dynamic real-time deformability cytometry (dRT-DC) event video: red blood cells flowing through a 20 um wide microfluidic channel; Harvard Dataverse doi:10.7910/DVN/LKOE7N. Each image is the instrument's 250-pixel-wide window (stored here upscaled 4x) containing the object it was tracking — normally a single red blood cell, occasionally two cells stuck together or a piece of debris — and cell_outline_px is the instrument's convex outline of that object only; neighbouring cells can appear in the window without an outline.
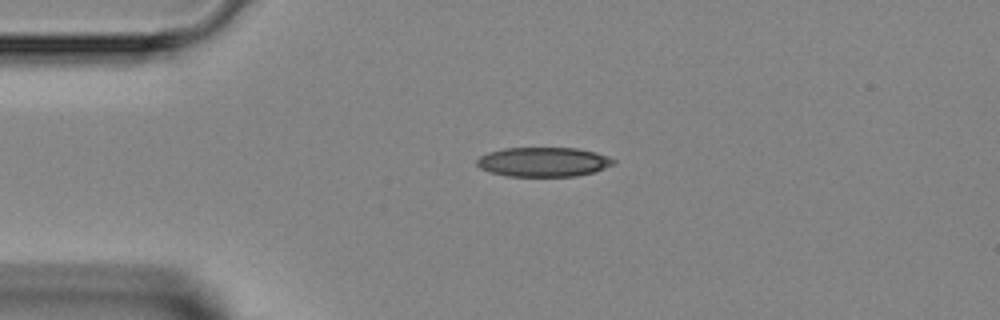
{"species": "Egyptian fruit bat (a non-hibernating species)", "species_latin": "Rousettus aegyptiacus", "temperature_condition": "room temperature", "stored_images_in_passage": 33, "camera_frame_rate_fps": 3000, "um_per_image_px": 0.085, "animal": {"sex": "female"}, "frame": {"image": 1, "passage_image": 1, "time_ms": 0.0, "image_size_px": [1000, 320], "cell_outline_px": [[616, 164], [592, 172], [576, 176], [508, 176], [492, 172], [480, 168], [476, 164], [476, 160], [480, 156], [488, 152], [504, 148], [576, 148], [596, 152], [608, 156], [616, 160]], "centroid_in_image_um": [46.2, 13.76], "position_along_channel_um": 38.8, "area_um2": 23.41}}
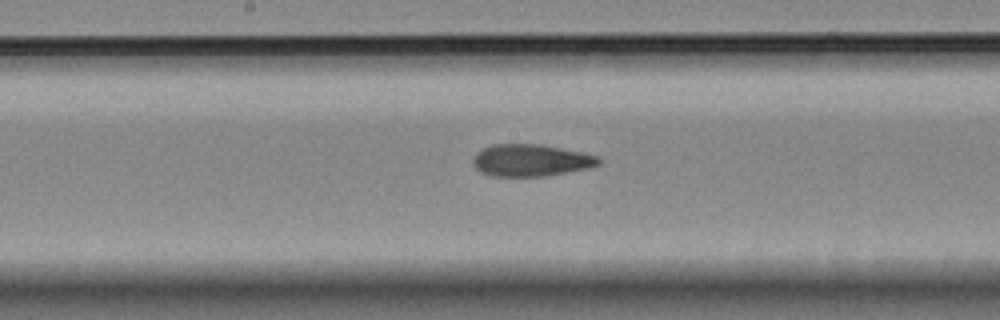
{"frame": {"image": 2, "passage_image": 14, "time_ms": 4.333, "image_size_px": [1000, 320], "cell_outline_px": [[600, 164], [592, 168], [544, 176], [492, 176], [480, 172], [472, 164], [472, 160], [476, 152], [492, 144], [540, 144], [584, 152], [600, 156]], "centroid_in_image_um": [45.15, 13.62], "position_along_channel_um": 203.0, "area_um2": 23.76}}
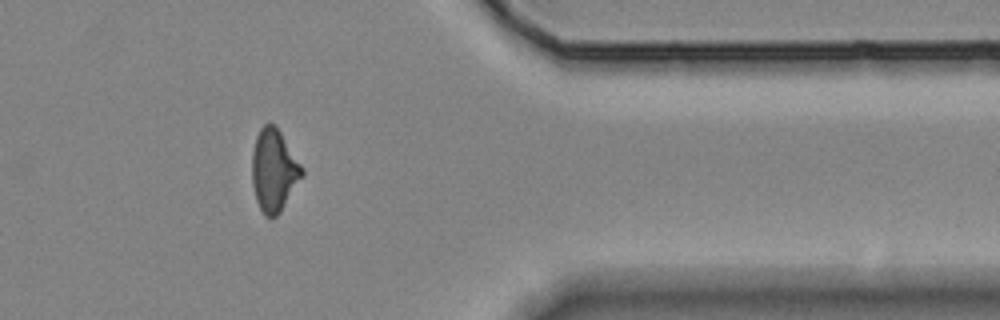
{"frame": {"image": 3, "passage_image": 28, "time_ms": 9.0, "image_size_px": [1000, 320], "cell_outline_px": [[304, 176], [280, 212], [276, 216], [264, 216], [256, 200], [252, 184], [252, 152], [256, 136], [260, 128], [264, 124], [276, 124], [304, 168]], "centroid_in_image_um": [23.3, 14.46], "position_along_channel_um": 388.1, "area_um2": 24.22}}